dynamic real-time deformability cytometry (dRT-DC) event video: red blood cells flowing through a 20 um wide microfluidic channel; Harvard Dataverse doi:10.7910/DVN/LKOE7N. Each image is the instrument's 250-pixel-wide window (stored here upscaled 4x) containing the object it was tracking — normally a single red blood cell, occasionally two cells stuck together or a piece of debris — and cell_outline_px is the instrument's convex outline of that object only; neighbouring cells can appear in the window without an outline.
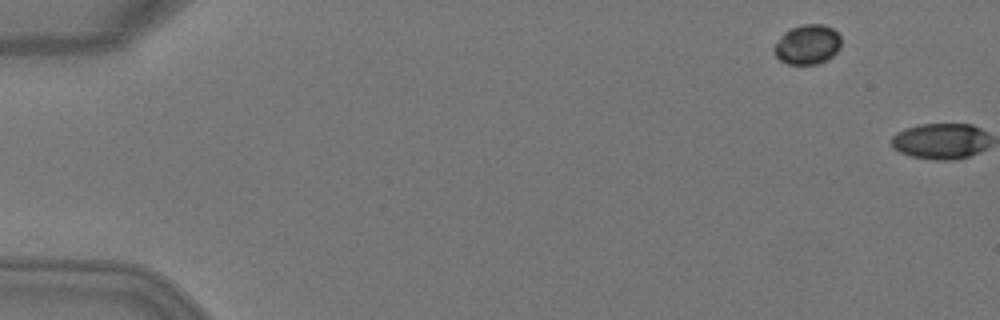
{"species": "Egyptian fruit bat (a non-hibernating species)", "species_latin": "Rousettus aegyptiacus", "temperature_condition": "warm", "stored_images_in_passage": 3, "camera_frame_rate_fps": 3000, "um_per_image_px": 0.085, "animal": {"sex": "female"}, "frame": {"image": 1, "passage_image": 2, "time_ms": 0.333, "image_size_px": [1000, 320], "cell_outline_px": [[840, 48], [828, 60], [816, 64], [788, 64], [780, 60], [776, 56], [772, 48], [780, 36], [784, 32], [792, 28], [804, 24], [824, 24], [832, 28], [840, 36]], "centroid_in_image_um": [68.62, 3.79], "position_along_channel_um": 16.4, "area_um2": 15.55}}